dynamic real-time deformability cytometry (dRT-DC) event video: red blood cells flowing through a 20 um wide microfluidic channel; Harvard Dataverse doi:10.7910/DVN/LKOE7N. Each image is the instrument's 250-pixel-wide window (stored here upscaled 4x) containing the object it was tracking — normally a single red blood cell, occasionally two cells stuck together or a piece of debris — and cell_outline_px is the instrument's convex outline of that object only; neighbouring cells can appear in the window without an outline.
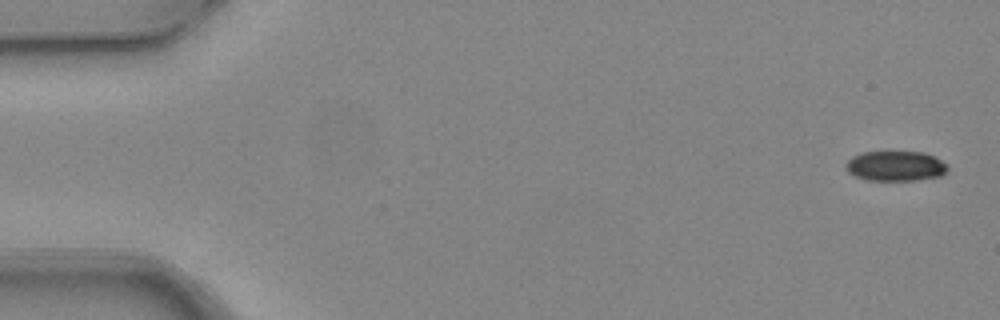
{"species": "common noctule bat (a hibernating species)", "species_latin": "Nyctalus noctula", "temperature_condition": "warm", "stored_images_in_passage": 5, "camera_frame_rate_fps": 3000, "um_per_image_px": 0.085, "animal": {"sex": "female", "body_mass_g": 24.6, "forearm_length_mm": 56.2}, "frame": {"image": 1, "passage_image": 1, "time_ms": 0.0, "image_size_px": [1000, 320], "cell_outline_px": [[948, 168], [940, 176], [916, 180], [864, 180], [848, 172], [844, 164], [852, 156], [860, 152], [924, 152], [948, 164]], "centroid_in_image_um": [76.08, 14.11], "position_along_channel_um": 8.9, "area_um2": 17.8}}
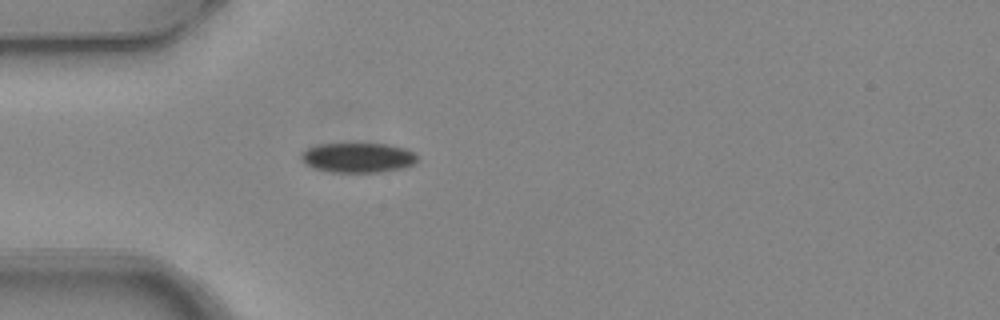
{"frame": {"image": 2, "passage_image": 5, "time_ms": 1.333, "image_size_px": [1000, 320], "cell_outline_px": [[416, 160], [412, 164], [404, 168], [380, 172], [332, 172], [312, 168], [304, 164], [300, 160], [300, 152], [308, 148], [320, 144], [388, 144], [404, 148], [416, 152]], "centroid_in_image_um": [30.38, 13.4], "position_along_channel_um": 54.6, "area_um2": 20.29}}